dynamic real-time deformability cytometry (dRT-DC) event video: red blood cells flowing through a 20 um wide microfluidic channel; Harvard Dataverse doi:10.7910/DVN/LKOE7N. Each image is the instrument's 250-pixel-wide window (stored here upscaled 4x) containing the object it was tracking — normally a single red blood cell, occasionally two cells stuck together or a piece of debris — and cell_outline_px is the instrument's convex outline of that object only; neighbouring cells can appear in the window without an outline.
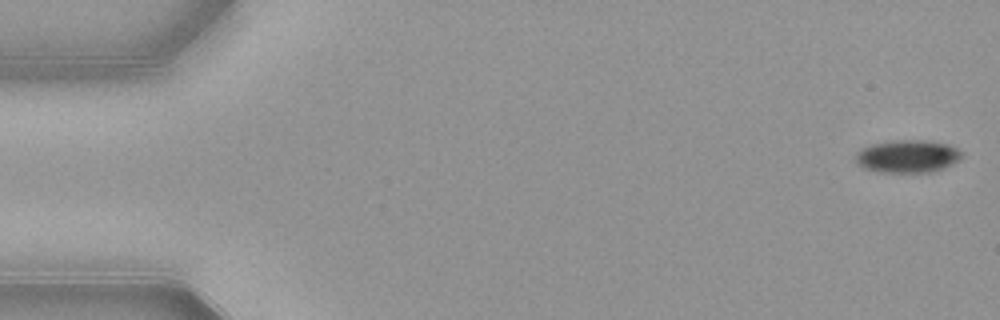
{"species": "common noctule bat (a hibernating species)", "species_latin": "Nyctalus noctula", "temperature_condition": "warm", "stored_images_in_passage": 53, "camera_frame_rate_fps": 3000, "um_per_image_px": 0.085, "animal": {"sex": "female", "body_mass_g": 21.9}, "frame": {"image": 1, "passage_image": 1, "time_ms": 0.0, "image_size_px": [1000, 320], "cell_outline_px": [[960, 156], [952, 164], [944, 168], [932, 172], [880, 172], [864, 168], [856, 164], [856, 152], [860, 148], [872, 144], [892, 140], [928, 140], [948, 144], [956, 148], [960, 152]], "centroid_in_image_um": [77.09, 13.28], "position_along_channel_um": 7.9, "area_um2": 20.23}}
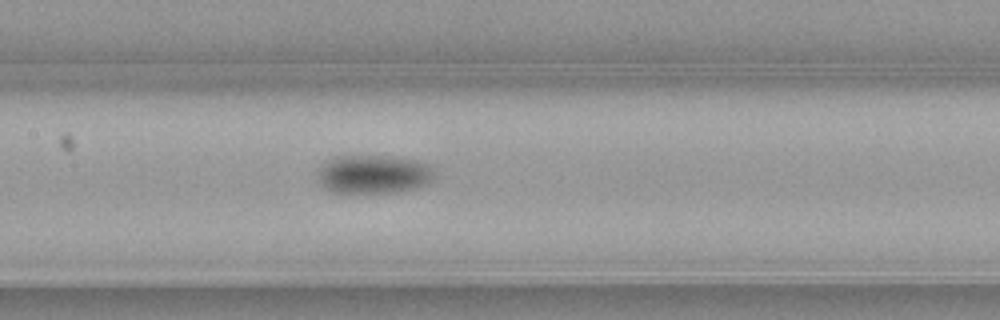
{"frame": {"image": 2, "passage_image": 25, "time_ms": 8.0, "image_size_px": [1000, 320], "cell_outline_px": [[436, 176], [428, 184], [396, 192], [328, 192], [316, 180], [316, 172], [320, 164], [336, 156], [392, 156], [416, 160], [432, 164], [436, 168]], "centroid_in_image_um": [31.75, 14.79], "position_along_channel_um": 175.6, "area_um2": 26.93}}
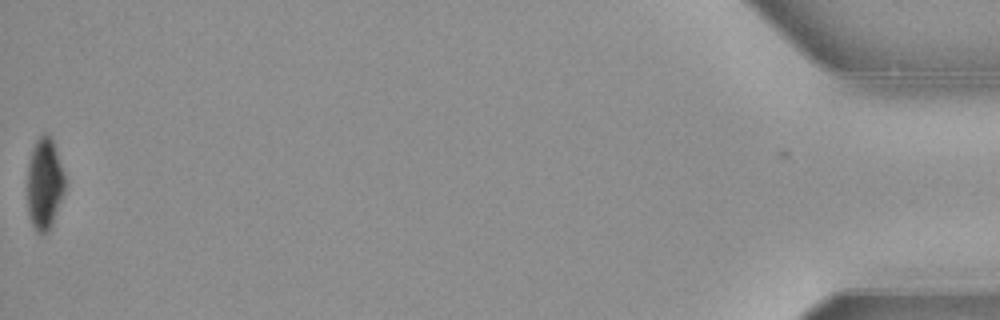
{"frame": {"image": 3, "passage_image": 53, "time_ms": 17.333, "image_size_px": [1000, 320], "cell_outline_px": [[64, 192], [52, 224], [48, 232], [36, 232], [32, 224], [28, 212], [28, 164], [36, 140], [44, 132], [48, 132], [52, 140], [64, 172]], "centroid_in_image_um": [3.78, 15.61], "position_along_channel_um": 431.4, "area_um2": 19.71}, "authors_computed_cell_mechanics": {"area_um2": 23.2934, "velocity_mm_per_s": 3.8844, "shape_relaxation_time_tau1_ms": 2.6325, "shape_relaxation_time_tau2_ms": null, "deformation_change_tau1": 0.0968, "deformation_change_tau2": null}}